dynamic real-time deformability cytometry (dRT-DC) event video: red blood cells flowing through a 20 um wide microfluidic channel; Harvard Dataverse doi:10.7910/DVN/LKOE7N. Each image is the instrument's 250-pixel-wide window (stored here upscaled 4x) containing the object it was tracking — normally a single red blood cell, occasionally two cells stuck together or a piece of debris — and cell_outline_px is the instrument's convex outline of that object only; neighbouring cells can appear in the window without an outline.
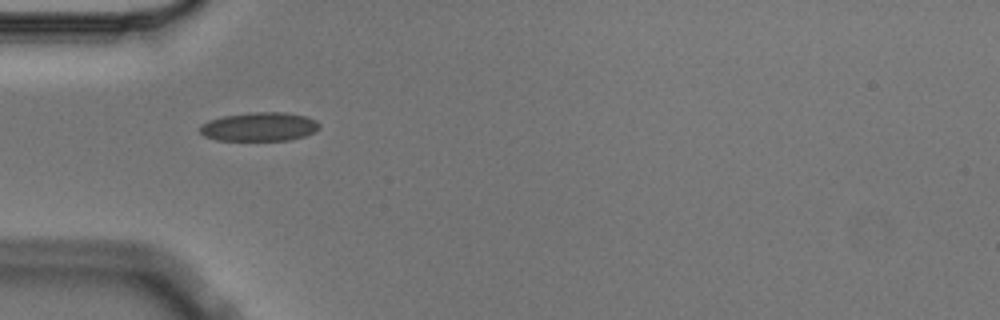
{"species": "Egyptian fruit bat (a non-hibernating species)", "species_latin": "Rousettus aegyptiacus", "temperature_condition": "cold", "stored_images_in_passage": 1, "camera_frame_rate_fps": 3000, "um_per_image_px": 0.085, "animal": {"sex": "male"}, "frame": {"image": 1, "passage_image": 1, "time_ms": 0.0, "image_size_px": [1000, 320], "cell_outline_px": [[320, 128], [304, 136], [288, 140], [216, 140], [204, 136], [200, 132], [200, 124], [208, 120], [224, 116], [252, 112], [284, 112], [304, 116], [316, 120], [320, 124]], "centroid_in_image_um": [22.02, 10.77], "position_along_channel_um": 63.0, "area_um2": 20.0}}